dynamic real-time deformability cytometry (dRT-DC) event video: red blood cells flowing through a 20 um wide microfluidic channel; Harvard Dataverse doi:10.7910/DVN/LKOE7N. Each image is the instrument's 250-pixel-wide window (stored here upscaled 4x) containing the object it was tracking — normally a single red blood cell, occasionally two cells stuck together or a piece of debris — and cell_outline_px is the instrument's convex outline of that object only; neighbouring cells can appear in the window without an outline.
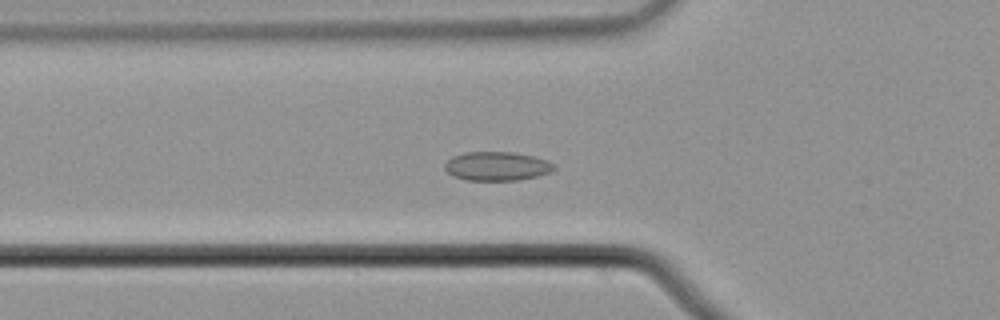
{"species": "common noctule bat (a hibernating species)", "species_latin": "Nyctalus noctula", "temperature_condition": "cold", "stored_images_in_passage": 57, "camera_frame_rate_fps": 3000, "um_per_image_px": 0.085, "animal": {"sex": "male", "body_mass_g": 21.5, "forearm_length_mm": 52.0}, "frame": {"image": 1, "passage_image": 21, "time_ms": 6.667, "image_size_px": [1000, 320], "cell_outline_px": [[556, 168], [552, 172], [520, 180], [464, 180], [452, 176], [444, 168], [444, 164], [452, 156], [464, 152], [512, 152], [532, 156], [548, 160], [556, 164]], "centroid_in_image_um": [42.25, 14.13], "position_along_channel_um": 83.6, "area_um2": 18.61}}
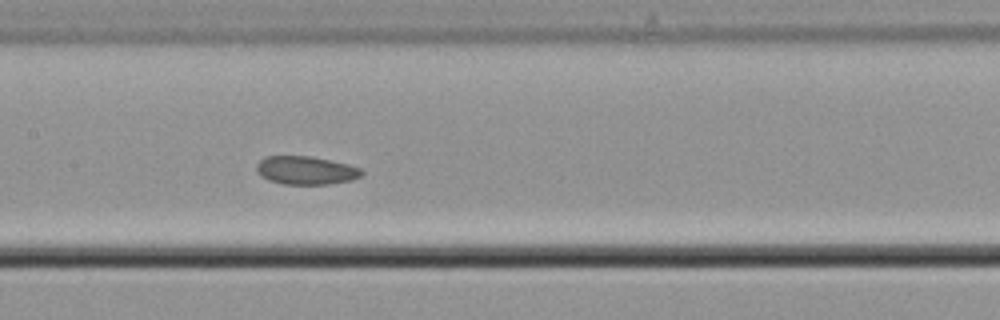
{"frame": {"image": 2, "passage_image": 29, "time_ms": 9.333, "image_size_px": [1000, 320], "cell_outline_px": [[364, 172], [360, 176], [352, 180], [328, 184], [284, 184], [268, 180], [260, 176], [256, 172], [256, 164], [264, 156], [312, 156], [348, 164], [360, 168]], "centroid_in_image_um": [25.97, 14.47], "position_along_channel_um": 181.4, "area_um2": 17.46}}
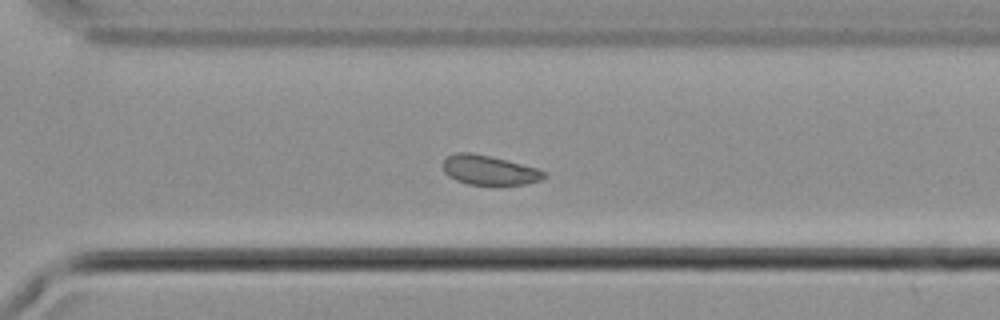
{"frame": {"image": 3, "passage_image": 41, "time_ms": 13.333, "image_size_px": [1000, 320], "cell_outline_px": [[548, 176], [540, 180], [524, 184], [496, 188], [468, 184], [456, 180], [448, 176], [444, 172], [444, 160], [448, 156], [456, 152], [472, 152], [536, 168], [548, 172]], "centroid_in_image_um": [41.61, 14.52], "position_along_channel_um": 329.0, "area_um2": 17.92}}